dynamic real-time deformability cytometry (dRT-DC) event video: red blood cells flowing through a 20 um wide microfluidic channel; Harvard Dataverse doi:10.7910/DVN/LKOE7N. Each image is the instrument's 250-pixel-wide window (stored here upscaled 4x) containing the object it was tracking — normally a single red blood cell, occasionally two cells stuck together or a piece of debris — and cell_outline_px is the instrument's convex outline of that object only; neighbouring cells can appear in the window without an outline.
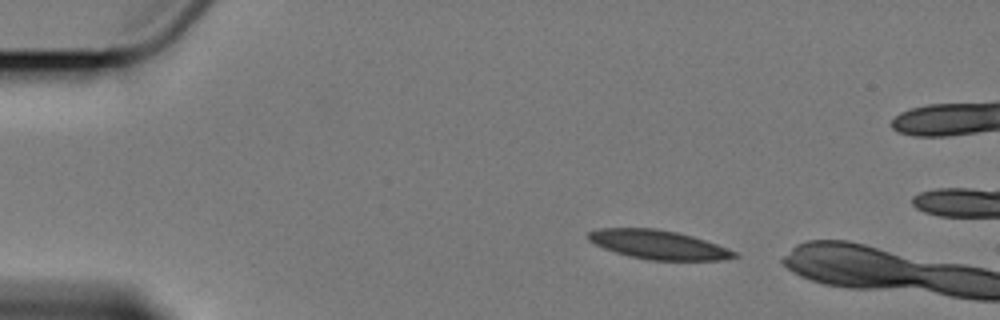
{"species": "Egyptian fruit bat (a non-hibernating species)", "species_latin": "Rousettus aegyptiacus", "temperature_condition": "cold", "stored_images_in_passage": 4, "camera_frame_rate_fps": 3000, "um_per_image_px": 0.085, "animal": {"sex": "female"}, "frame": {"image": 1, "passage_image": 2, "time_ms": 1.0, "image_size_px": [1000, 320], "cell_outline_px": [[740, 256], [724, 260], [648, 260], [628, 256], [604, 248], [588, 240], [588, 232], [600, 228], [656, 228], [676, 232], [692, 236], [728, 248], [736, 252]], "centroid_in_image_um": [55.98, 20.8], "position_along_channel_um": 29.0, "area_um2": 24.57}}